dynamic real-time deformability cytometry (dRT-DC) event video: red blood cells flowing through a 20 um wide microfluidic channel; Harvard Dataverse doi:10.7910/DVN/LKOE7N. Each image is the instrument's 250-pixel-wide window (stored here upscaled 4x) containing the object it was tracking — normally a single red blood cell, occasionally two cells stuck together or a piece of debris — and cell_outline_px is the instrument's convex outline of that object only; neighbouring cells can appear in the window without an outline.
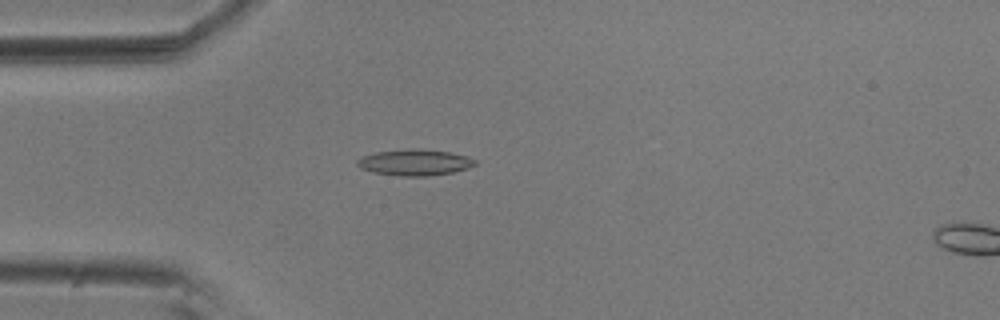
{"species": "common noctule bat (a hibernating species)", "species_latin": "Nyctalus noctula", "temperature_condition": "room temperature", "stored_images_in_passage": 35, "camera_frame_rate_fps": 3000, "um_per_image_px": 0.085, "animal": {"sex": "male", "body_mass_g": 20.5, "forearm_length_mm": 52.5}, "frame": {"image": 1, "passage_image": 1, "time_ms": 0.0, "image_size_px": [1000, 320], "cell_outline_px": [[476, 164], [468, 168], [452, 172], [428, 176], [404, 176], [372, 172], [360, 168], [356, 164], [356, 160], [364, 156], [376, 152], [412, 148], [420, 148], [448, 152], [464, 156], [476, 160]], "centroid_in_image_um": [35.23, 13.8], "position_along_channel_um": 49.8, "area_um2": 17.8}}
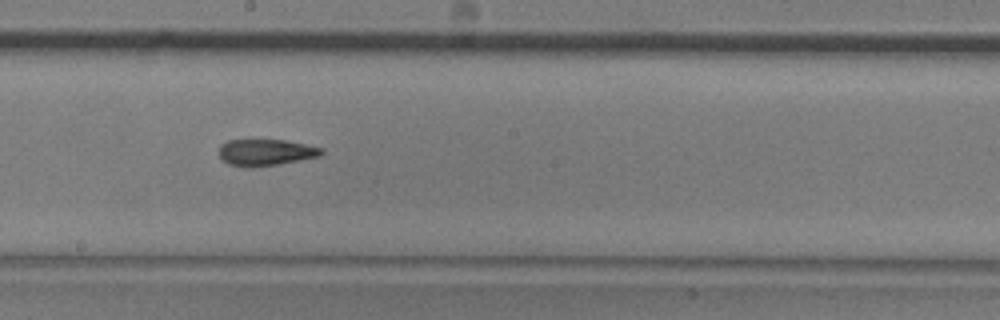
{"frame": {"image": 2, "passage_image": 16, "time_ms": 5.0, "image_size_px": [1000, 320], "cell_outline_px": [[324, 152], [320, 156], [276, 164], [252, 168], [244, 168], [228, 164], [220, 160], [220, 144], [228, 140], [284, 140], [324, 148]], "centroid_in_image_um": [22.54, 12.96], "position_along_channel_um": 225.7, "area_um2": 15.9}}
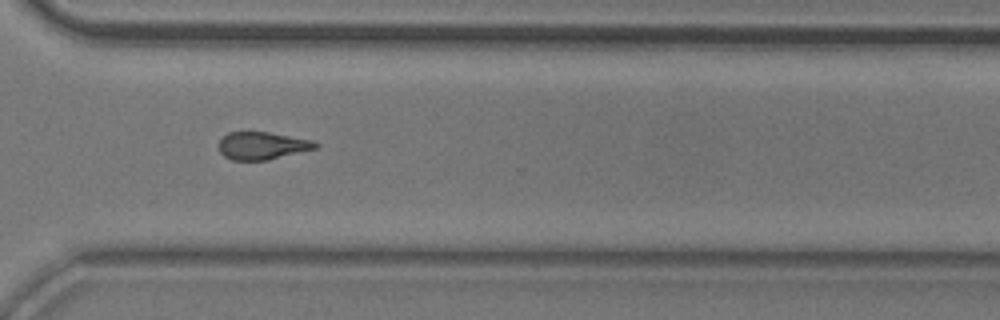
{"frame": {"image": 3, "passage_image": 26, "time_ms": 8.333, "image_size_px": [1000, 320], "cell_outline_px": [[320, 144], [316, 148], [268, 160], [232, 160], [224, 156], [220, 152], [216, 144], [228, 132], [268, 132], [312, 140]], "centroid_in_image_um": [22.25, 12.38], "position_along_channel_um": 348.3, "area_um2": 15.55}, "authors_computed_cell_mechanics": {"area_um2": 16.473, "velocity_mm_per_s": 3.693, "shape_relaxation_time_tau1_ms": 7.6221, "shape_relaxation_time_tau2_ms": 3.3145, "deformation_change_tau1": 0.1785, "deformation_change_tau2": 0.1226}}